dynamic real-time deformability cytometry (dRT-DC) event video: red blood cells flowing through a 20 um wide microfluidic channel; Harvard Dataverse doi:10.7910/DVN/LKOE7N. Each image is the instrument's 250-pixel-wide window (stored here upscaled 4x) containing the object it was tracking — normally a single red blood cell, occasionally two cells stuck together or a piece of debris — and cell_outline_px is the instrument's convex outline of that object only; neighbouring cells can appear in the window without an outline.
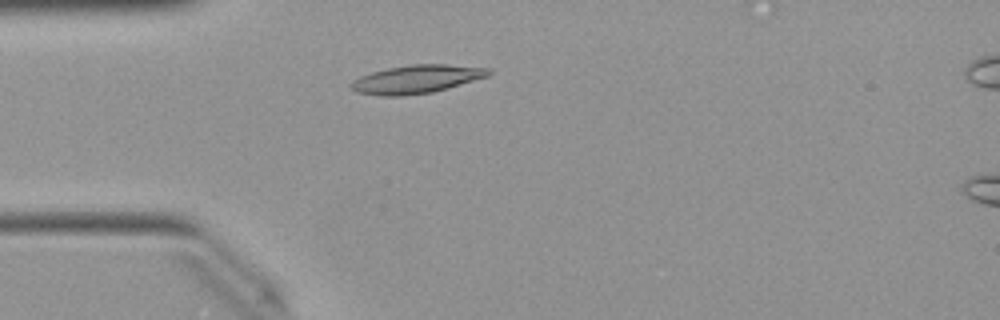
{"species": "Egyptian fruit bat (a non-hibernating species)", "species_latin": "Rousettus aegyptiacus", "temperature_condition": "warm", "stored_images_in_passage": 11, "camera_frame_rate_fps": 3000, "um_per_image_px": 0.085, "animal": {"sex": "female"}, "frame": {"image": 1, "passage_image": 9, "time_ms": 2.667, "image_size_px": [1000, 320], "cell_outline_px": [[492, 72], [488, 76], [432, 92], [404, 96], [380, 96], [356, 92], [348, 84], [352, 80], [360, 76], [372, 72], [388, 68], [412, 64], [448, 64], [488, 68]], "centroid_in_image_um": [35.36, 6.73], "position_along_channel_um": 49.6, "area_um2": 22.6}}